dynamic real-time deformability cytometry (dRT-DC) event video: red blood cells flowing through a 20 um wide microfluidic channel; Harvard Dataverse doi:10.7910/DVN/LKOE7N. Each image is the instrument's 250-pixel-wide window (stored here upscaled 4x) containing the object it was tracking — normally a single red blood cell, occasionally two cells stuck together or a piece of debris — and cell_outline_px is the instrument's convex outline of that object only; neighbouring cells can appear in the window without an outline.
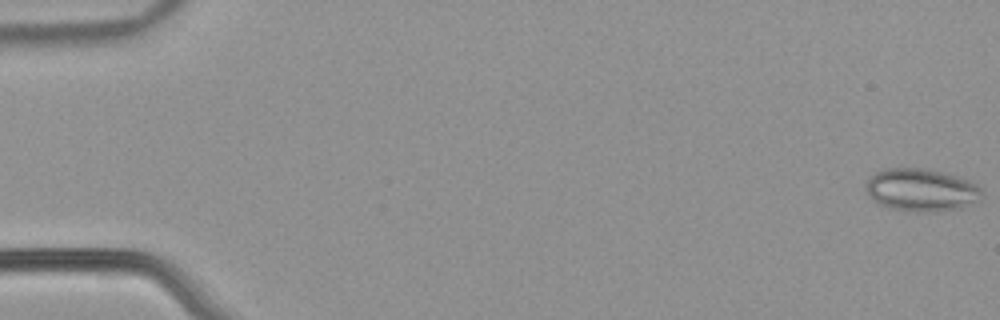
{"species": "common noctule bat (a hibernating species)", "species_latin": "Nyctalus noctula", "temperature_condition": "warm", "stored_images_in_passage": 55, "camera_frame_rate_fps": 3000, "um_per_image_px": 0.085, "animal": {"sex": "male", "body_mass_g": 21.5, "forearm_length_mm": 52.0}, "frame": {"image": 1, "passage_image": 1, "time_ms": 0.0, "image_size_px": [1000, 320], "cell_outline_px": [[980, 200], [960, 208], [932, 212], [912, 212], [888, 208], [880, 204], [868, 192], [864, 184], [868, 176], [880, 168], [924, 168], [944, 172], [968, 180], [980, 188]], "centroid_in_image_um": [78.26, 16.13], "position_along_channel_um": 6.7, "area_um2": 28.96}}
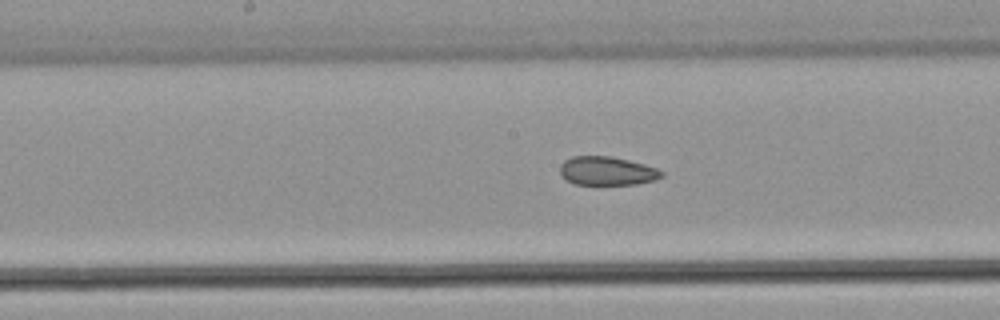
{"frame": {"image": 2, "passage_image": 29, "time_ms": 9.333, "image_size_px": [1000, 320], "cell_outline_px": [[664, 176], [656, 180], [636, 184], [576, 184], [560, 176], [560, 164], [564, 160], [572, 156], [612, 156], [644, 164], [656, 168], [664, 172]], "centroid_in_image_um": [51.6, 14.52], "position_along_channel_um": 196.6, "area_um2": 17.05}}
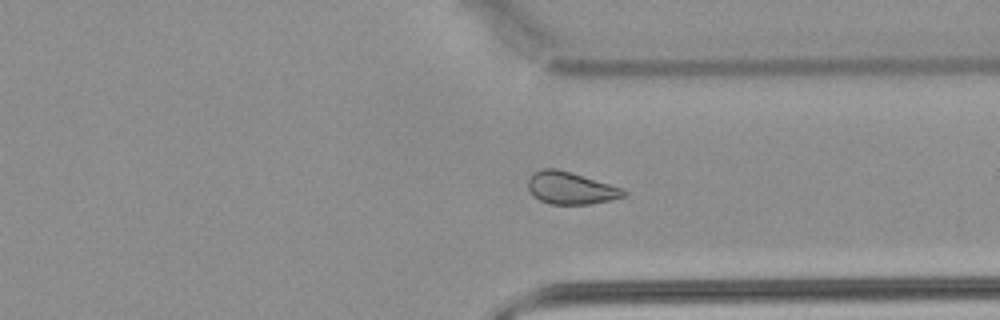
{"frame": {"image": 3, "passage_image": 42, "time_ms": 13.667, "image_size_px": [1000, 320], "cell_outline_px": [[628, 192], [624, 196], [612, 200], [592, 204], [552, 204], [540, 200], [528, 188], [528, 180], [532, 172], [544, 168], [556, 168], [572, 172], [624, 188]], "centroid_in_image_um": [48.55, 15.97], "position_along_channel_um": 362.9, "area_um2": 18.09}, "authors_computed_cell_mechanics": {"area_um2": 19.652, "velocity_mm_per_s": 3.8344, "shape_relaxation_time_tau1_ms": null, "shape_relaxation_time_tau2_ms": 2.5321, "deformation_change_tau1": null, "deformation_change_tau2": 0.0781}}